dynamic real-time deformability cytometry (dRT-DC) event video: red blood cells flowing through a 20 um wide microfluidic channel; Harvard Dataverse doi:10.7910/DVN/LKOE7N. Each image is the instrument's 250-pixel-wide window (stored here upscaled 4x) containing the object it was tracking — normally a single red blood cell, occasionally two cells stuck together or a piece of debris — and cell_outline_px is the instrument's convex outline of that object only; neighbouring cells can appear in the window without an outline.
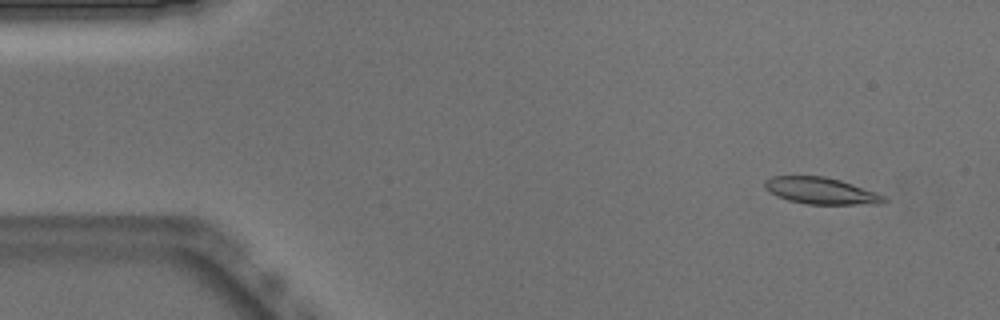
{"species": "Egyptian fruit bat (a non-hibernating species)", "species_latin": "Rousettus aegyptiacus", "temperature_condition": "warm", "stored_images_in_passage": 52, "camera_frame_rate_fps": 3000, "um_per_image_px": 0.085, "animal": {"sex": "male"}, "frame": {"image": 1, "passage_image": 4, "time_ms": 1.0, "image_size_px": [1000, 320], "cell_outline_px": [[888, 200], [884, 204], [808, 204], [788, 200], [776, 196], [764, 188], [764, 180], [772, 176], [824, 176], [840, 180], [888, 196]], "centroid_in_image_um": [69.81, 16.22], "position_along_channel_um": 15.2, "area_um2": 18.67}}
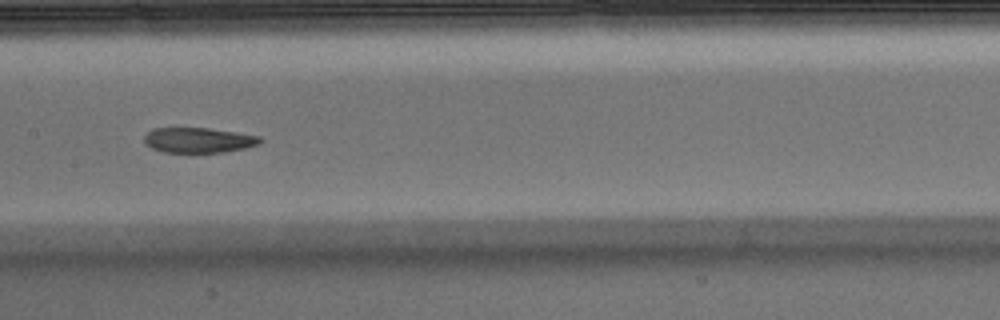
{"frame": {"image": 2, "passage_image": 25, "time_ms": 8.0, "image_size_px": [1000, 320], "cell_outline_px": [[264, 140], [260, 144], [244, 148], [224, 152], [164, 152], [152, 148], [144, 144], [144, 136], [152, 128], [208, 128], [236, 132], [260, 136]], "centroid_in_image_um": [16.88, 11.91], "position_along_channel_um": 190.5, "area_um2": 17.05}}
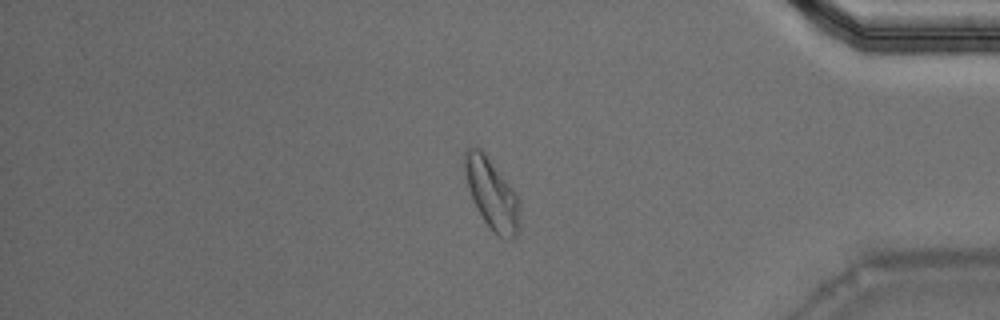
{"frame": {"image": 3, "passage_image": 43, "time_ms": 14.0, "image_size_px": [1000, 320], "cell_outline_px": [[520, 228], [516, 236], [512, 240], [504, 240], [496, 236], [484, 220], [476, 208], [472, 200], [468, 188], [464, 172], [464, 152], [472, 144], [480, 148], [484, 152], [516, 192], [520, 200]], "centroid_in_image_um": [41.82, 16.51], "position_along_channel_um": 393.4, "area_um2": 23.29}, "authors_computed_cell_mechanics": {"area_um2": 18.9295, "velocity_mm_per_s": 3.8832, "shape_relaxation_time_tau1_ms": 7.5112, "shape_relaxation_time_tau2_ms": 3.6336, "deformation_change_tau1": 0.2313, "deformation_change_tau2": 0.0814}}